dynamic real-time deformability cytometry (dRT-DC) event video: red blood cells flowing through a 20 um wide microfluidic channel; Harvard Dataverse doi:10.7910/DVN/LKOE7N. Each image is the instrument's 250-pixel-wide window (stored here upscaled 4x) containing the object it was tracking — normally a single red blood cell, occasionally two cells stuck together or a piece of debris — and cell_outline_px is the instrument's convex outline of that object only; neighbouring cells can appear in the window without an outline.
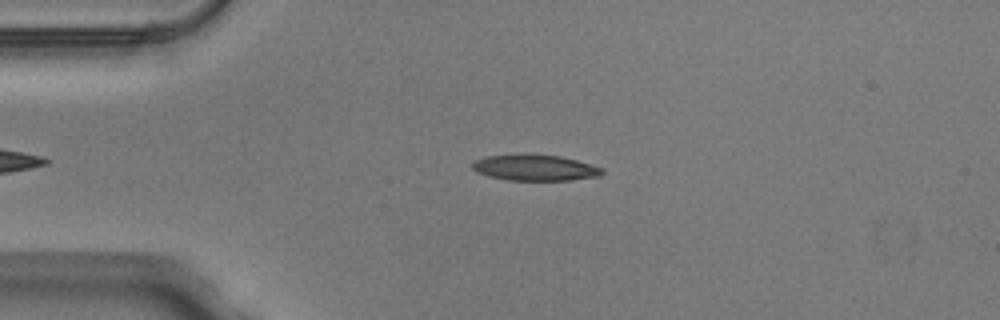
{"species": "Egyptian fruit bat (a non-hibernating species)", "species_latin": "Rousettus aegyptiacus", "temperature_condition": "warm", "stored_images_in_passage": 7, "camera_frame_rate_fps": 3000, "um_per_image_px": 0.085, "animal": {"sex": "male"}, "frame": {"image": 1, "passage_image": 4, "time_ms": 1.0, "image_size_px": [1000, 320], "cell_outline_px": [[604, 172], [600, 176], [572, 180], [508, 180], [488, 176], [476, 172], [472, 168], [472, 164], [476, 160], [488, 156], [560, 156], [576, 160], [604, 168]], "centroid_in_image_um": [45.52, 14.29], "position_along_channel_um": 39.5, "area_um2": 19.02}}